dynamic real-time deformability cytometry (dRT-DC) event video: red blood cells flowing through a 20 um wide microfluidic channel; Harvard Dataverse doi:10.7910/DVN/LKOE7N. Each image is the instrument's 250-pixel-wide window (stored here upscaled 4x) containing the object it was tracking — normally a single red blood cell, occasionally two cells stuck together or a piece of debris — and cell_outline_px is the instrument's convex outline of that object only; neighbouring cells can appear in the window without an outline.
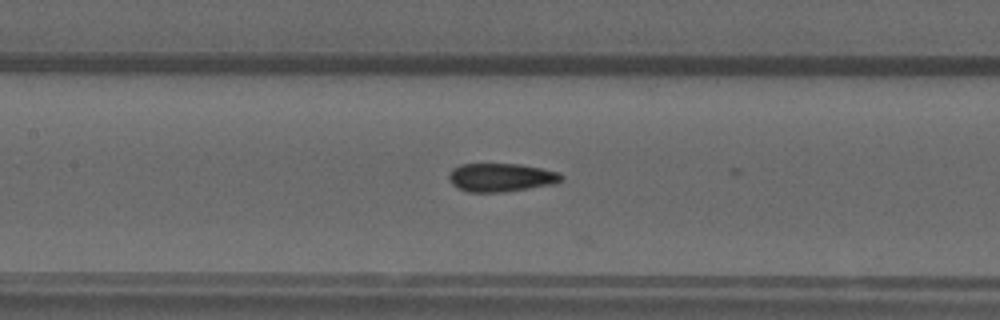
{"species": "common noctule bat (a hibernating species)", "species_latin": "Nyctalus noctula", "temperature_condition": "warm", "stored_images_in_passage": 15, "camera_frame_rate_fps": 3000, "um_per_image_px": 0.085, "animal": {"sex": "male", "forearm_length_mm": 52.5}, "frame": {"image": 1, "passage_image": 11, "time_ms": 3.333, "image_size_px": [1000, 320], "cell_outline_px": [[564, 180], [556, 184], [504, 192], [468, 192], [456, 188], [448, 180], [448, 172], [452, 168], [460, 164], [520, 164], [560, 172], [564, 176]], "centroid_in_image_um": [42.59, 15.09], "position_along_channel_um": 164.8, "area_um2": 19.02}}
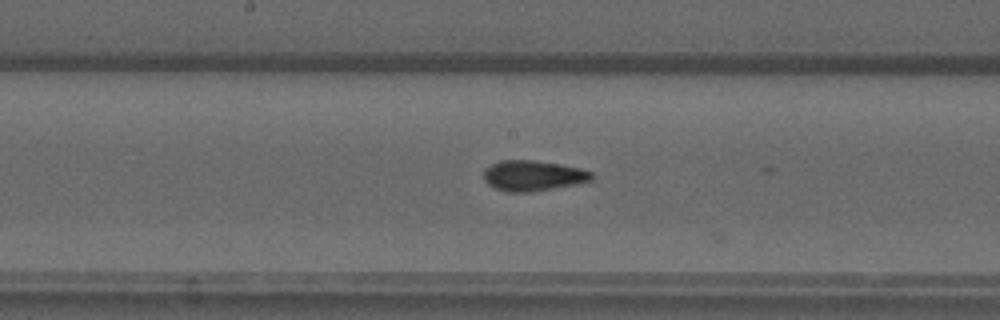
{"frame": {"image": 2, "passage_image": 14, "time_ms": 4.333, "image_size_px": [1000, 320], "cell_outline_px": [[592, 180], [576, 184], [532, 192], [508, 192], [496, 188], [488, 184], [484, 180], [484, 168], [500, 160], [532, 160], [560, 164], [580, 168], [592, 172]], "centroid_in_image_um": [45.29, 14.93], "position_along_channel_um": 202.9, "area_um2": 19.13}}